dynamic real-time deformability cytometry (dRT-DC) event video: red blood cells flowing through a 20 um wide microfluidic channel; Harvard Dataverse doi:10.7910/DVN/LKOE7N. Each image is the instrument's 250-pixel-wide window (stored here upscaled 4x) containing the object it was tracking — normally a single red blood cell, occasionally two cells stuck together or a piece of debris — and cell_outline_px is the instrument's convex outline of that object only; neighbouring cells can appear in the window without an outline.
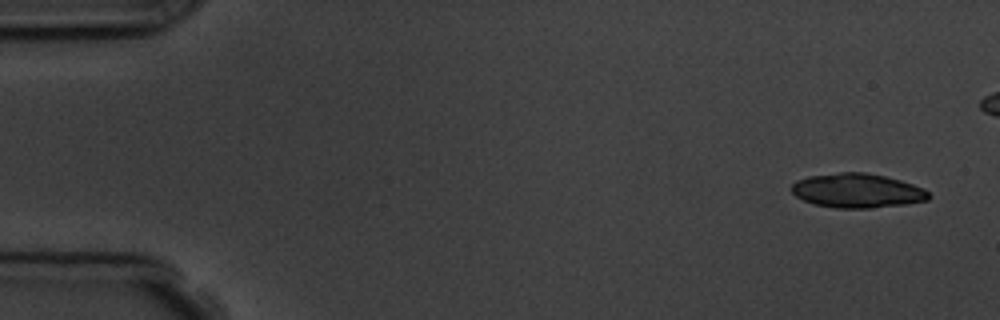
{"species": "common noctule bat (a hibernating species)", "species_latin": "Nyctalus noctula", "temperature_condition": "room temperature", "stored_images_in_passage": 8, "camera_frame_rate_fps": 3000, "um_per_image_px": 0.085, "animal": {"sex": "male", "body_mass_g": 19.5, "forearm_length_mm": 54.6}, "frame": {"image": 1, "passage_image": 1, "time_ms": 0.0, "image_size_px": [1000, 320], "cell_outline_px": [[932, 196], [928, 200], [904, 204], [872, 208], [836, 208], [816, 204], [804, 200], [796, 196], [792, 192], [792, 184], [796, 180], [808, 176], [840, 172], [864, 172], [884, 176], [900, 180], [924, 188]], "centroid_in_image_um": [72.87, 16.2], "position_along_channel_um": 12.1, "area_um2": 27.34}}
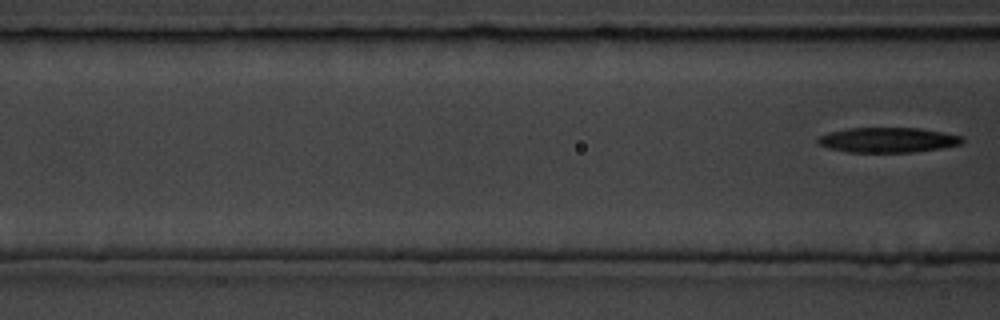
{"frame": {"image": 2, "passage_image": 8, "time_ms": 8.0, "image_size_px": [1000, 320], "cell_outline_px": [[964, 140], [960, 144], [940, 148], [912, 152], [848, 152], [828, 148], [820, 144], [816, 140], [820, 136], [828, 132], [848, 128], [920, 128], [964, 136]], "centroid_in_image_um": [75.46, 11.89], "position_along_channel_um": 91.1, "area_um2": 20.98}}